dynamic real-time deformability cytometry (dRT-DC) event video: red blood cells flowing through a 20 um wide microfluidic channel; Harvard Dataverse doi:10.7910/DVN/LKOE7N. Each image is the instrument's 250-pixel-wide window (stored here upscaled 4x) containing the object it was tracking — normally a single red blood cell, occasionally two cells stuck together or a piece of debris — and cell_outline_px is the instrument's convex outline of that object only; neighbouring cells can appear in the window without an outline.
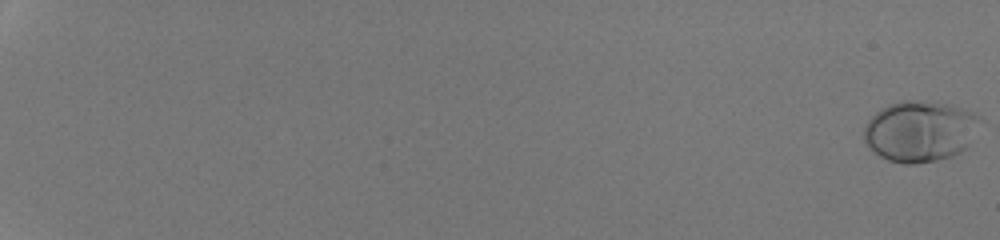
{"species": "human", "species_latin": "Homo sapiens", "temperature_condition": "room temperature", "stored_images_in_passage": 54, "camera_frame_rate_fps": 3000, "um_per_image_px": 0.085, "donor": {"sex": "male"}, "frame": {"image": 1, "passage_image": 1, "time_ms": 0.0, "image_size_px": [1000, 240], "cell_outline_px": [[984, 120], [968, 144], [960, 152], [952, 156], [936, 160], [916, 164], [904, 164], [888, 160], [880, 156], [864, 140], [864, 128], [868, 120], [880, 108], [900, 100], [916, 100], [952, 104], [972, 112], [980, 116]], "centroid_in_image_um": [78.23, 11.13], "position_along_channel_um": 6.8, "area_um2": 41.38}}
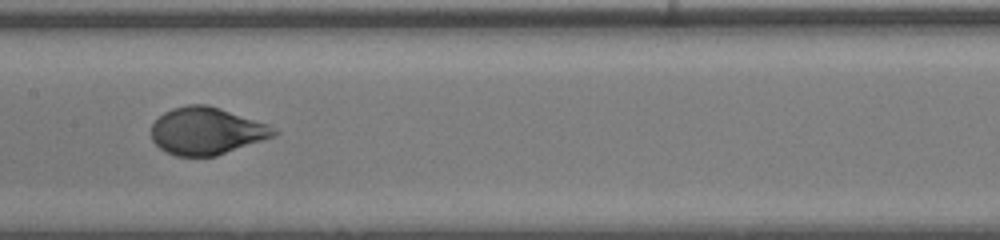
{"frame": {"image": 2, "passage_image": 33, "time_ms": 10.667, "image_size_px": [1000, 240], "cell_outline_px": [[280, 132], [272, 136], [216, 156], [176, 156], [160, 148], [152, 140], [152, 124], [164, 112], [172, 108], [188, 104], [208, 104], [268, 124]], "centroid_in_image_um": [17.53, 11.12], "position_along_channel_um": 189.9, "area_um2": 33.41}}
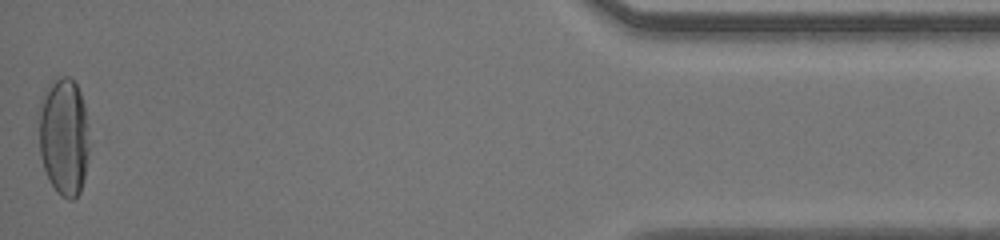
{"frame": {"image": 3, "passage_image": 54, "time_ms": 17.667, "image_size_px": [1000, 240], "cell_outline_px": [[88, 152], [84, 180], [80, 192], [72, 200], [68, 200], [60, 196], [56, 192], [44, 168], [40, 156], [36, 116], [36, 112], [40, 96], [60, 76], [68, 76], [76, 84], [80, 92], [84, 104], [88, 124]], "centroid_in_image_um": [5.39, 11.6], "position_along_channel_um": 429.8, "area_um2": 35.43}, "authors_computed_cell_mechanics": {"area_um2": 34.7956, "velocity_mm_per_s": 4.2919, "shape_relaxation_time_tau1_ms": 3.1696, "shape_relaxation_time_tau2_ms": null, "deformation_change_tau1": 0.1834, "deformation_change_tau2": null}}